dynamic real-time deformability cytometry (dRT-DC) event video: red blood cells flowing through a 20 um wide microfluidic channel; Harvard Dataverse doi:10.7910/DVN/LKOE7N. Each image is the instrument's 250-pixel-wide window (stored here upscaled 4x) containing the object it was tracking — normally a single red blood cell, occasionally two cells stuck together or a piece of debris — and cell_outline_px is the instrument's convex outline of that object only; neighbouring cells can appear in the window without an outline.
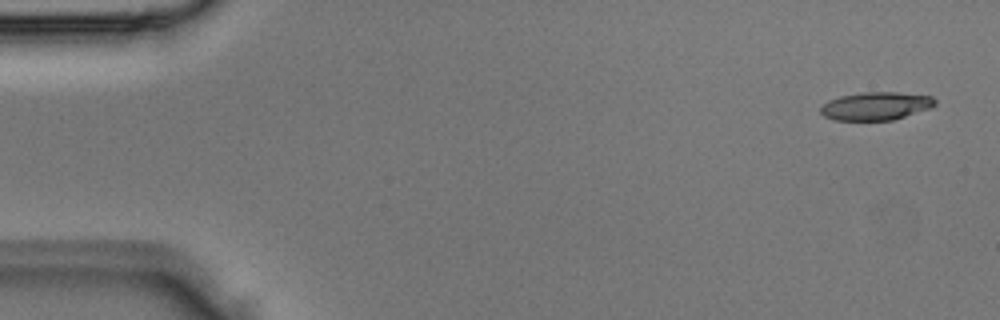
{"species": "Egyptian fruit bat (a non-hibernating species)", "species_latin": "Rousettus aegyptiacus", "temperature_condition": "room temperature", "stored_images_in_passage": 3, "camera_frame_rate_fps": 3000, "um_per_image_px": 0.085, "animal": {"sex": "male"}, "frame": {"image": 1, "passage_image": 1, "time_ms": 0.0, "image_size_px": [1000, 320], "cell_outline_px": [[936, 104], [932, 108], [892, 120], [836, 120], [824, 116], [820, 112], [820, 108], [828, 100], [840, 96], [860, 92], [900, 92], [932, 96], [936, 100]], "centroid_in_image_um": [74.47, 9.0], "position_along_channel_um": 10.5, "area_um2": 18.84}}
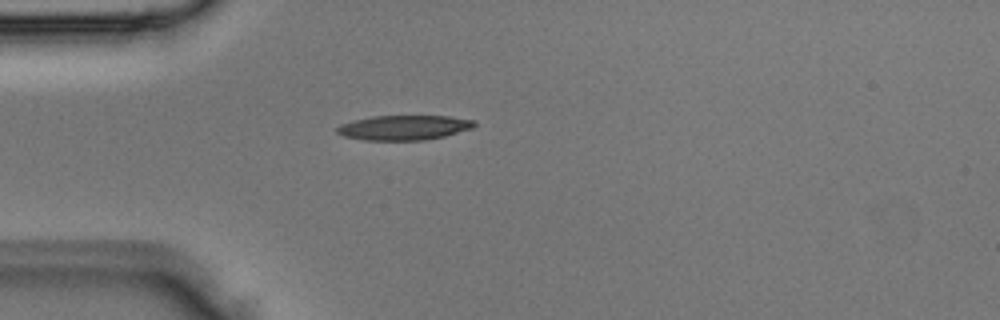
{"frame": {"image": 2, "passage_image": 3, "time_ms": 0.667, "image_size_px": [1000, 320], "cell_outline_px": [[476, 124], [472, 128], [444, 136], [424, 140], [364, 140], [344, 136], [336, 132], [336, 128], [340, 124], [352, 120], [372, 116], [448, 116], [476, 120]], "centroid_in_image_um": [34.32, 10.84], "position_along_channel_um": 50.7, "area_um2": 19.83}}